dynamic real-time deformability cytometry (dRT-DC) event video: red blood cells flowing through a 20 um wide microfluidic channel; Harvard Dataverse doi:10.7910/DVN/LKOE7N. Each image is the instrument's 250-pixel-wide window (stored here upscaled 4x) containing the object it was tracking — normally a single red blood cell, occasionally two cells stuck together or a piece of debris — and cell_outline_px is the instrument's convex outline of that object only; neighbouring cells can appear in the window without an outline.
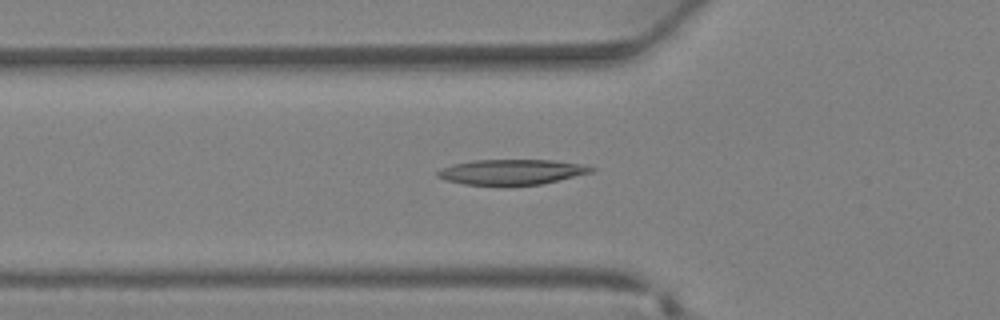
{"species": "Egyptian fruit bat (a non-hibernating species)", "species_latin": "Rousettus aegyptiacus", "temperature_condition": "warm", "stored_images_in_passage": 34, "camera_frame_rate_fps": 3000, "um_per_image_px": 0.085, "animal": {"sex": "female"}, "frame": {"image": 1, "passage_image": 10, "time_ms": 3.0, "image_size_px": [1000, 320], "cell_outline_px": [[596, 168], [592, 172], [540, 184], [504, 188], [464, 184], [444, 180], [436, 176], [436, 172], [452, 164], [476, 160], [552, 160], [584, 164]], "centroid_in_image_um": [43.45, 14.65], "position_along_channel_um": 82.3, "area_um2": 23.29}}
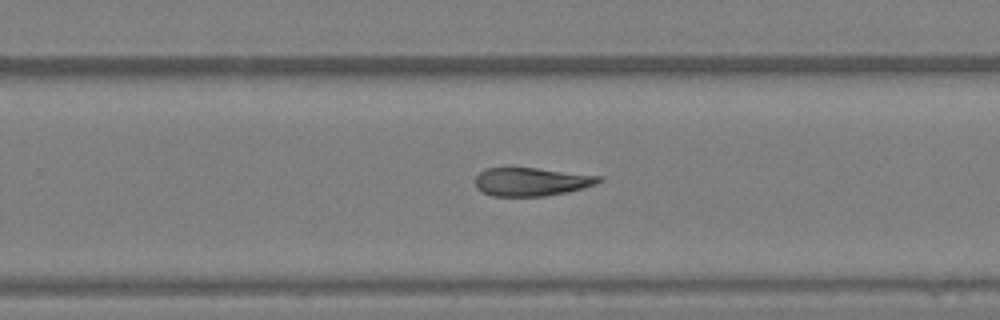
{"frame": {"image": 2, "passage_image": 21, "time_ms": 6.667, "image_size_px": [1000, 320], "cell_outline_px": [[604, 180], [596, 184], [568, 192], [544, 196], [492, 196], [476, 188], [476, 176], [480, 172], [488, 168], [536, 168], [604, 176]], "centroid_in_image_um": [45.22, 15.45], "position_along_channel_um": 284.6, "area_um2": 20.4}}
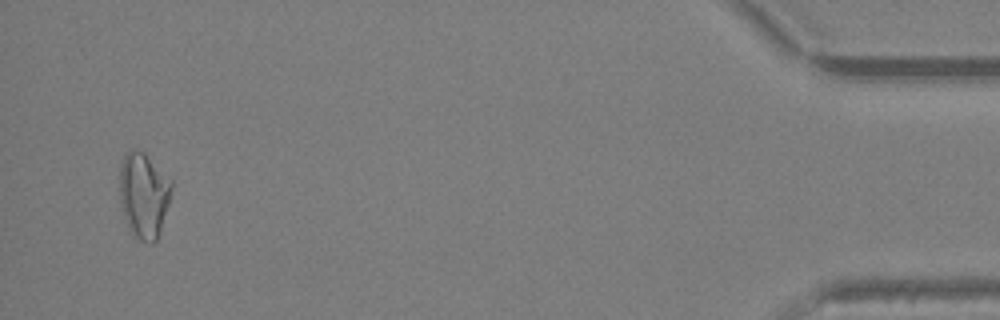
{"frame": {"image": 3, "passage_image": 33, "time_ms": 10.667, "image_size_px": [1000, 320], "cell_outline_px": [[172, 188], [168, 204], [160, 232], [156, 240], [152, 244], [140, 240], [132, 236], [124, 220], [120, 204], [120, 164], [124, 156], [132, 148], [144, 152], [172, 180]], "centroid_in_image_um": [12.2, 16.6], "position_along_channel_um": 423.0, "area_um2": 26.13}}